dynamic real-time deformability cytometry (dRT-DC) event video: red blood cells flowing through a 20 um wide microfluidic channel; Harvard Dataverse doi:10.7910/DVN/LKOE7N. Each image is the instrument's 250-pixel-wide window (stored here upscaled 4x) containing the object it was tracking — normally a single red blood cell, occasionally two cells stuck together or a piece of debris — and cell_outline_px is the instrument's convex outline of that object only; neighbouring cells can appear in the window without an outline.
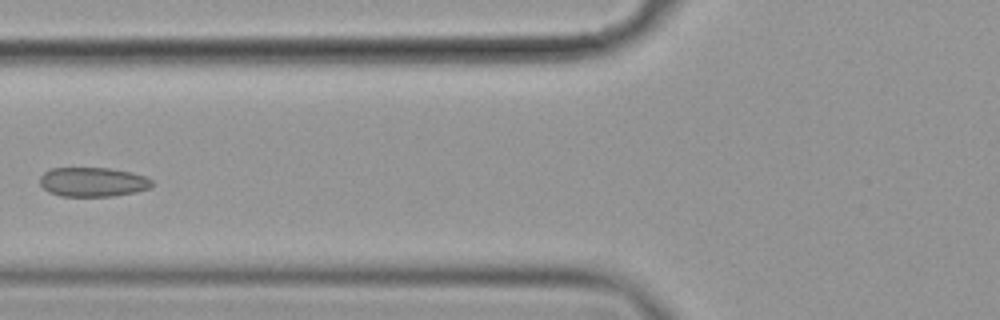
{"species": "common noctule bat (a hibernating species)", "species_latin": "Nyctalus noctula", "temperature_condition": "cold", "stored_images_in_passage": 7, "camera_frame_rate_fps": 3000, "um_per_image_px": 0.085, "animal": {"sex": "female", "body_mass_g": 19.9}, "frame": {"image": 1, "passage_image": 7, "time_ms": 2.0, "image_size_px": [1000, 320], "cell_outline_px": [[152, 188], [136, 192], [112, 196], [60, 196], [48, 192], [40, 184], [40, 176], [44, 172], [52, 168], [112, 168], [132, 172], [144, 176], [152, 180]], "centroid_in_image_um": [7.9, 15.47], "position_along_channel_um": 117.9, "area_um2": 19.31}}